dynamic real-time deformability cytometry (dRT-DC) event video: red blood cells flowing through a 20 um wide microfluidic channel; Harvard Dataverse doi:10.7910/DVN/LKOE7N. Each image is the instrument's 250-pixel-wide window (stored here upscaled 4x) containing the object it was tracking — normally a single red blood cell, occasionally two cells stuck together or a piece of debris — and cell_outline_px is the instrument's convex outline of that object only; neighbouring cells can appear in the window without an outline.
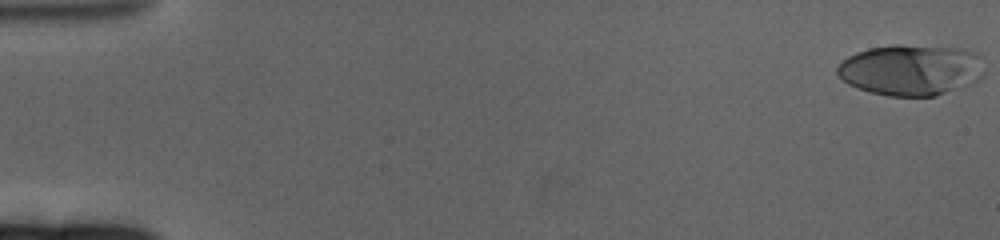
{"species": "human", "species_latin": "Homo sapiens", "temperature_condition": "cold", "stored_images_in_passage": 19, "camera_frame_rate_fps": 3000, "um_per_image_px": 0.085, "donor": {"sex": "female"}, "frame": {"image": 1, "passage_image": 1, "time_ms": 0.0, "image_size_px": [1000, 240], "cell_outline_px": [[984, 76], [972, 84], [936, 96], [888, 96], [868, 92], [856, 88], [848, 84], [836, 72], [836, 68], [848, 56], [856, 52], [868, 48], [896, 44], [900, 44], [964, 48], [976, 52]], "centroid_in_image_um": [77.43, 5.94], "position_along_channel_um": 7.6, "area_um2": 44.04}}
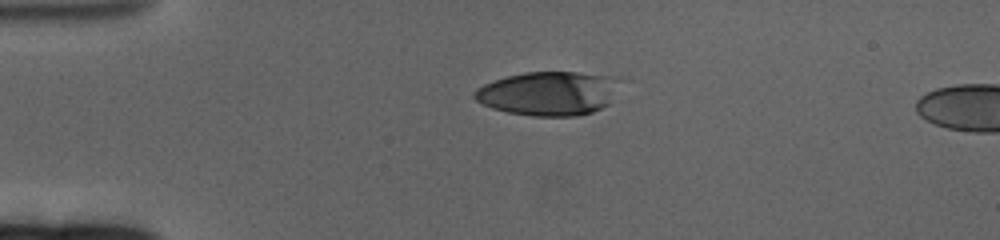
{"frame": {"image": 2, "passage_image": 15, "time_ms": 4.667, "image_size_px": [1000, 240], "cell_outline_px": [[608, 104], [592, 112], [576, 116], [532, 116], [508, 112], [492, 108], [476, 100], [472, 96], [472, 92], [476, 88], [484, 84], [508, 76], [524, 72], [576, 72], [604, 76]], "centroid_in_image_um": [46.33, 7.97], "position_along_channel_um": 38.7, "area_um2": 35.26}}